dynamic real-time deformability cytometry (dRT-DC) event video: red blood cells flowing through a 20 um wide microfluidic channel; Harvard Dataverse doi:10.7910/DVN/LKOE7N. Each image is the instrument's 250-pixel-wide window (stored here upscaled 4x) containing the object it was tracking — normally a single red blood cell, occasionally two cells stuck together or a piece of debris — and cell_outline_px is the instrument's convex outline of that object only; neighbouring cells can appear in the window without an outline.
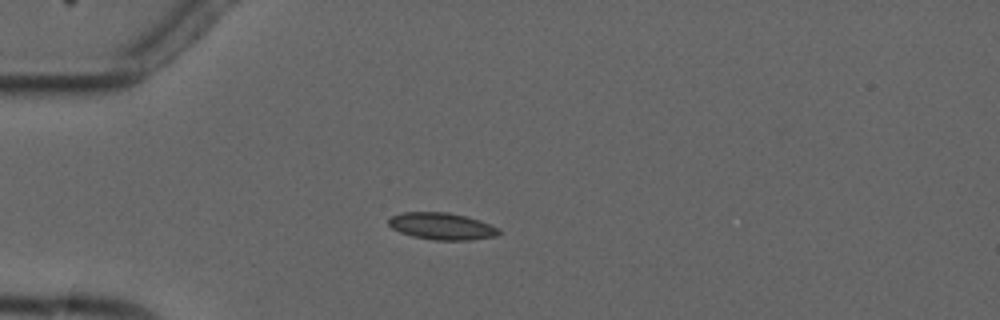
{"species": "common noctule bat (a hibernating species)", "species_latin": "Nyctalus noctula", "temperature_condition": "cold", "stored_images_in_passage": 6, "camera_frame_rate_fps": 3000, "um_per_image_px": 0.085, "animal": {"sex": "male", "forearm_length_mm": 52.5}, "frame": {"image": 1, "passage_image": 5, "time_ms": 4.667, "image_size_px": [1000, 320], "cell_outline_px": [[500, 232], [496, 236], [468, 240], [432, 240], [412, 236], [400, 232], [392, 228], [388, 224], [388, 220], [392, 216], [400, 212], [448, 212], [480, 220], [500, 228]], "centroid_in_image_um": [37.55, 19.22], "position_along_channel_um": 47.5, "area_um2": 17.34}}